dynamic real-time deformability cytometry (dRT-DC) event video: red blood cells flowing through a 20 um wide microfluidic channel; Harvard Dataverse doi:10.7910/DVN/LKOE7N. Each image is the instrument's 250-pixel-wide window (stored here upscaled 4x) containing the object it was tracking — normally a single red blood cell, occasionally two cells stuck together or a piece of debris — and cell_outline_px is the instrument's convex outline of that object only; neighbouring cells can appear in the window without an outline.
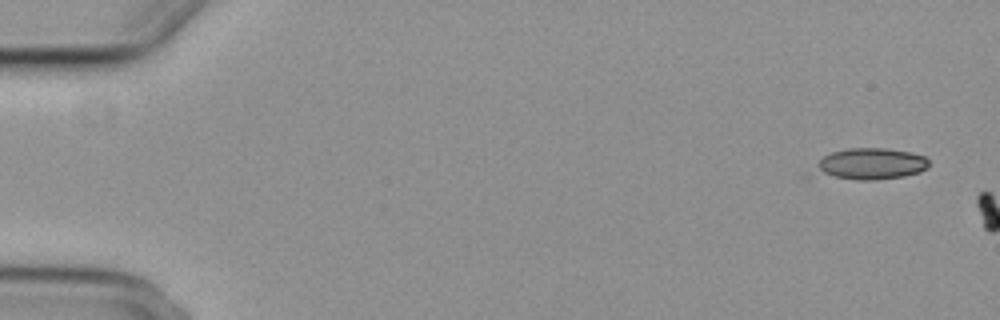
{"species": "common noctule bat (a hibernating species)", "species_latin": "Nyctalus noctula", "temperature_condition": "cold", "stored_images_in_passage": 2, "camera_frame_rate_fps": 3000, "um_per_image_px": 0.085, "animal": {"sex": "female", "body_mass_g": 29.2, "forearm_length_mm": 56.3}, "frame": {"image": 1, "passage_image": 1, "time_ms": 0.0, "image_size_px": [1000, 320], "cell_outline_px": [[928, 168], [920, 172], [904, 176], [876, 180], [856, 180], [800, 176], [804, 172], [824, 156], [832, 152], [848, 148], [884, 148], [908, 152], [924, 156], [928, 160]], "centroid_in_image_um": [73.72, 13.98], "position_along_channel_um": 11.3, "area_um2": 22.14}}